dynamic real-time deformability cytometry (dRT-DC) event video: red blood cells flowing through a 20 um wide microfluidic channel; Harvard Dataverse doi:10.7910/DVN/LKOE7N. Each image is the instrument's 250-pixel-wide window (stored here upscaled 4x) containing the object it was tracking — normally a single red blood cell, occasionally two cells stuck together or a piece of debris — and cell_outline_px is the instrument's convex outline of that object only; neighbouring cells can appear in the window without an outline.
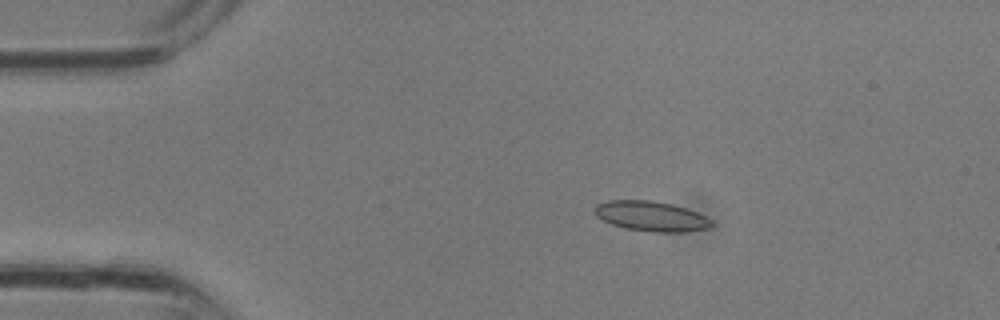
{"species": "common noctule bat (a hibernating species)", "species_latin": "Nyctalus noctula", "temperature_condition": "room temperature", "stored_images_in_passage": 32, "camera_frame_rate_fps": 3000, "um_per_image_px": 0.085, "animal": {"sex": "male", "body_mass_g": 13.3}, "frame": {"image": 1, "passage_image": 6, "time_ms": 1.667, "image_size_px": [1000, 320], "cell_outline_px": [[712, 228], [684, 232], [656, 232], [624, 228], [612, 224], [596, 216], [596, 204], [608, 200], [652, 200], [672, 204], [696, 212], [712, 220]], "centroid_in_image_um": [55.37, 18.38], "position_along_channel_um": 29.6, "area_um2": 20.35}}
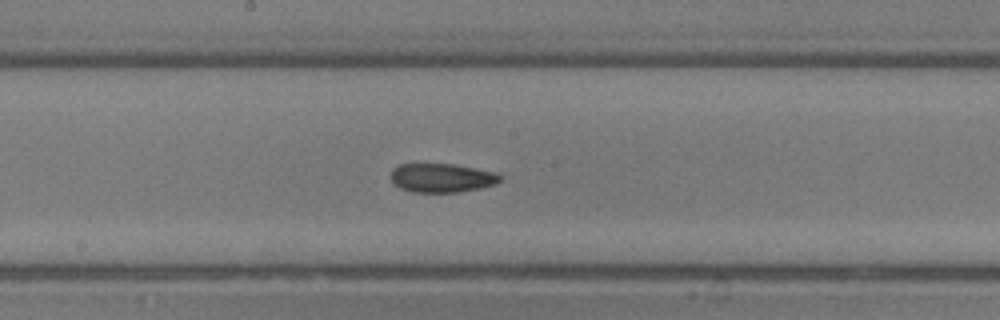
{"frame": {"image": 2, "passage_image": 17, "time_ms": 5.333, "image_size_px": [1000, 320], "cell_outline_px": [[504, 176], [496, 184], [480, 188], [456, 192], [412, 192], [400, 188], [392, 180], [392, 168], [400, 164], [452, 164], [496, 172]], "centroid_in_image_um": [37.58, 15.12], "position_along_channel_um": 210.6, "area_um2": 18.32}}
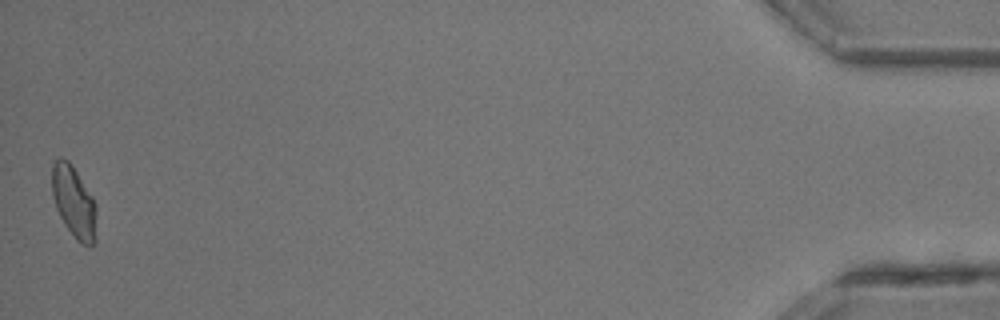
{"frame": {"image": 3, "passage_image": 32, "time_ms": 10.333, "image_size_px": [1000, 320], "cell_outline_px": [[96, 240], [92, 244], [84, 244], [76, 240], [64, 224], [56, 208], [52, 196], [52, 164], [60, 156], [68, 160], [72, 164], [92, 196], [96, 204]], "centroid_in_image_um": [6.27, 17.15], "position_along_channel_um": 428.9, "area_um2": 18.67}}